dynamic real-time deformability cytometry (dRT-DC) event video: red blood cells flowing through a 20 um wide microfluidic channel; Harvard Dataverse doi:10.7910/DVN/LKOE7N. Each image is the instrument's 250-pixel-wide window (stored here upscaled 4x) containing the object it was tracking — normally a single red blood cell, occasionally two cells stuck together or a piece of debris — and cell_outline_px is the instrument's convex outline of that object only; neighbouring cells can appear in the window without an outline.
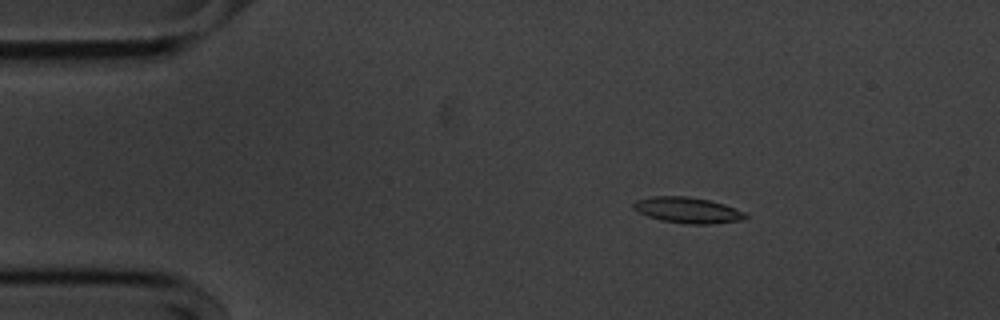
{"species": "common noctule bat (a hibernating species)", "species_latin": "Nyctalus noctula", "temperature_condition": "cold", "stored_images_in_passage": 49, "camera_frame_rate_fps": 3000, "um_per_image_px": 0.085, "animal": {"sex": "male", "body_mass_g": 20.1, "forearm_length_mm": 53.5}, "frame": {"image": 1, "passage_image": 3, "time_ms": 0.667, "image_size_px": [1000, 320], "cell_outline_px": [[748, 216], [744, 220], [708, 224], [688, 224], [660, 220], [648, 216], [632, 208], [632, 204], [636, 200], [652, 196], [684, 196], [708, 200], [724, 204], [744, 212]], "centroid_in_image_um": [58.44, 17.86], "position_along_channel_um": 26.6, "area_um2": 16.76}}
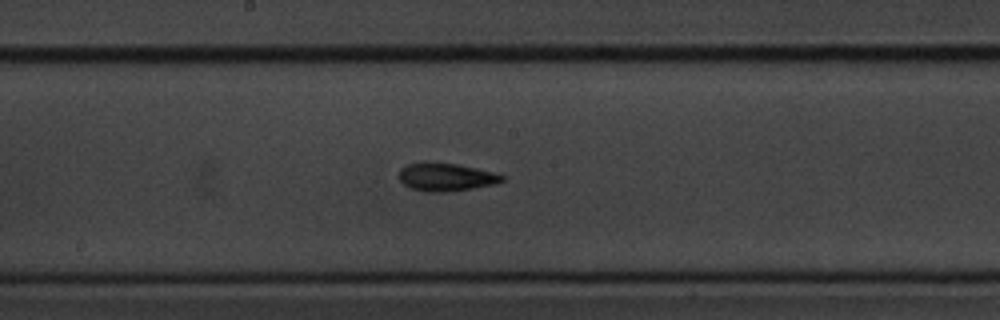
{"frame": {"image": 2, "passage_image": 23, "time_ms": 7.333, "image_size_px": [1000, 320], "cell_outline_px": [[504, 180], [496, 184], [448, 192], [424, 192], [408, 188], [400, 180], [400, 168], [408, 164], [420, 160], [428, 160], [456, 164], [476, 168], [492, 172], [504, 176]], "centroid_in_image_um": [37.85, 15.03], "position_along_channel_um": 210.4, "area_um2": 17.22}}
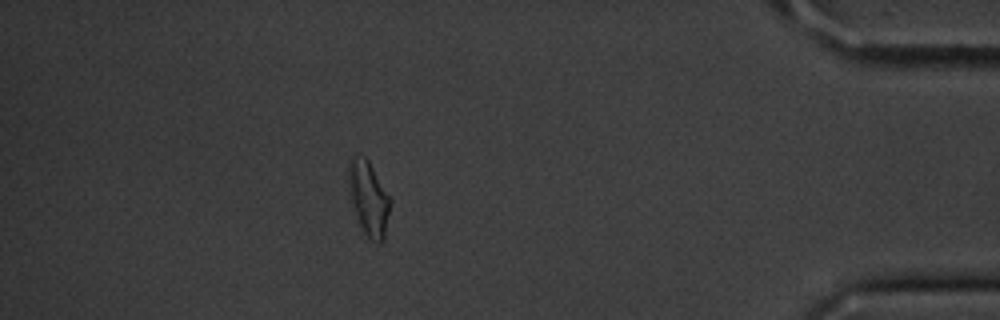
{"frame": {"image": 3, "passage_image": 43, "time_ms": 14.0, "image_size_px": [1000, 320], "cell_outline_px": [[392, 200], [384, 240], [380, 244], [376, 244], [364, 232], [360, 224], [352, 200], [348, 168], [352, 160], [364, 156], [368, 160]], "centroid_in_image_um": [31.41, 16.94], "position_along_channel_um": 403.8, "area_um2": 17.34}, "authors_computed_cell_mechanics": {"area_um2": 16.473, "velocity_mm_per_s": 3.6026, "shape_relaxation_time_tau1_ms": 4.0948, "shape_relaxation_time_tau2_ms": 3.5781, "deformation_change_tau1": 0.1352, "deformation_change_tau2": 0.107}}